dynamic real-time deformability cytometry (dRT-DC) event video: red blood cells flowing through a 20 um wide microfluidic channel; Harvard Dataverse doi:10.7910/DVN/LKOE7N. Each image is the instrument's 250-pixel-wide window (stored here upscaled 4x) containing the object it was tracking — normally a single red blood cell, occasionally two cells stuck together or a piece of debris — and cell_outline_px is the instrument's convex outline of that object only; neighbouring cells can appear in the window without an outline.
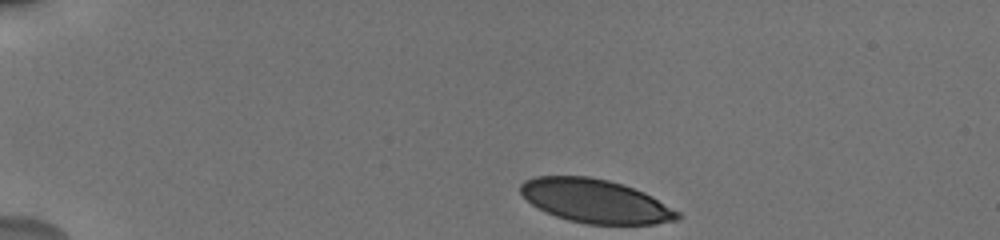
{"species": "human", "species_latin": "Homo sapiens", "temperature_condition": "cold", "stored_images_in_passage": 17, "camera_frame_rate_fps": 3000, "um_per_image_px": 0.085, "donor": {"sex": "male"}, "frame": {"image": 1, "passage_image": 1, "time_ms": 0.0, "image_size_px": [1000, 240], "cell_outline_px": [[680, 216], [676, 220], [656, 224], [584, 224], [568, 220], [544, 212], [532, 204], [520, 192], [520, 184], [524, 180], [536, 176], [588, 176], [608, 180], [644, 192], [652, 196], [680, 212]], "centroid_in_image_um": [50.59, 17.09], "position_along_channel_um": 34.4, "area_um2": 39.82}}
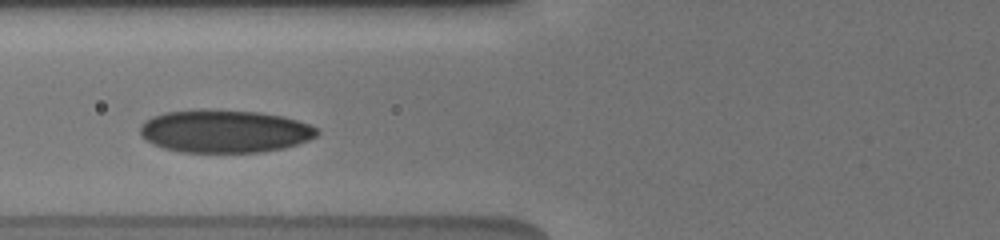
{"frame": {"image": 2, "passage_image": 15, "time_ms": 4.0, "image_size_px": [1000, 240], "cell_outline_px": [[320, 132], [316, 136], [308, 140], [284, 148], [260, 152], [180, 152], [164, 148], [148, 140], [140, 132], [140, 124], [144, 120], [152, 116], [164, 112], [200, 108], [216, 108], [260, 112], [284, 116], [320, 128]], "centroid_in_image_um": [19.1, 11.12], "position_along_channel_um": 106.7, "area_um2": 44.74}}
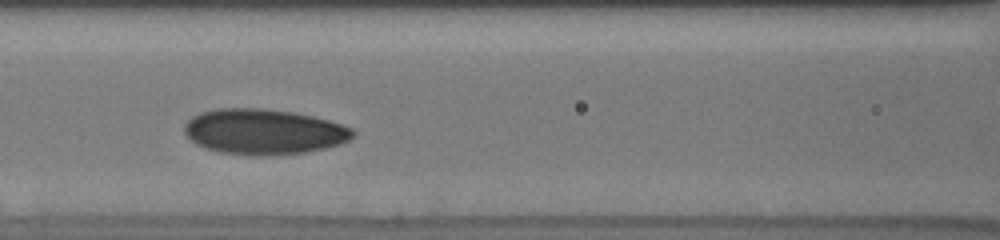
{"frame": {"image": 3, "passage_image": 17, "time_ms": 5.0, "image_size_px": [1000, 240], "cell_outline_px": [[356, 132], [348, 140], [340, 144], [324, 148], [304, 152], [280, 156], [252, 156], [216, 152], [204, 148], [196, 144], [184, 132], [184, 124], [192, 116], [200, 112], [216, 108], [264, 108], [292, 112], [312, 116], [328, 120], [352, 128]], "centroid_in_image_um": [22.38, 11.21], "position_along_channel_um": 144.2, "area_um2": 45.03}}